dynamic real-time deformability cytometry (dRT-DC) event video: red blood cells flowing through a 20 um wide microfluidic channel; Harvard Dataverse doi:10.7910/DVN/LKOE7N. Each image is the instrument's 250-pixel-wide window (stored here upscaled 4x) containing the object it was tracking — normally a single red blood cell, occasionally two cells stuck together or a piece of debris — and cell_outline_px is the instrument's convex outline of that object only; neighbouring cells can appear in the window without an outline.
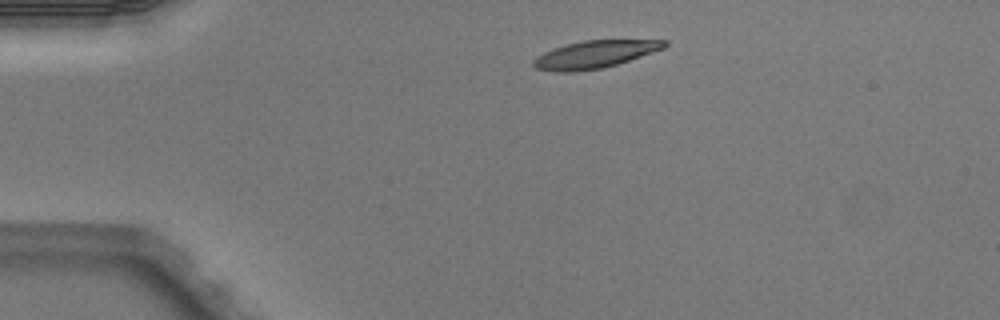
{"species": "Egyptian fruit bat (a non-hibernating species)", "species_latin": "Rousettus aegyptiacus", "temperature_condition": "warm", "stored_images_in_passage": 2, "camera_frame_rate_fps": 3000, "um_per_image_px": 0.085, "animal": {"sex": "male"}, "frame": {"image": 1, "passage_image": 1, "time_ms": 0.0, "image_size_px": [1000, 320], "cell_outline_px": [[668, 44], [664, 48], [616, 64], [600, 68], [572, 72], [552, 72], [536, 68], [532, 64], [532, 60], [536, 56], [544, 52], [568, 44], [584, 40], [668, 40]], "centroid_in_image_um": [50.52, 4.62], "position_along_channel_um": 34.5, "area_um2": 20.69}}